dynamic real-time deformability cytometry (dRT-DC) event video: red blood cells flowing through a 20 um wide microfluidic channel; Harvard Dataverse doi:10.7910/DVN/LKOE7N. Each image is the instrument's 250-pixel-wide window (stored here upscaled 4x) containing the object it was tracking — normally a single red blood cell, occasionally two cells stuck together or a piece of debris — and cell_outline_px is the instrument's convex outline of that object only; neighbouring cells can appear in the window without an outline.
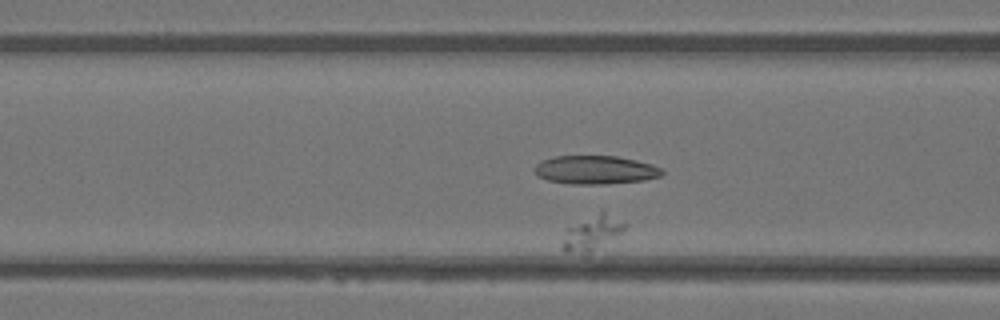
{"species": "Egyptian fruit bat (a non-hibernating species)", "species_latin": "Rousettus aegyptiacus", "temperature_condition": "warm", "stored_images_in_passage": 50, "camera_frame_rate_fps": 3000, "um_per_image_px": 0.085, "animal": {"sex": "female"}, "frame": {"image": 1, "passage_image": 20, "time_ms": 6.333, "image_size_px": [1000, 320], "cell_outline_px": [[628, 224], [620, 232], [592, 252], [564, 252], [564, 228], [600, 208]], "centroid_in_image_um": [50.3, 19.7], "position_along_channel_um": 116.3, "area_um2": 12.72}}
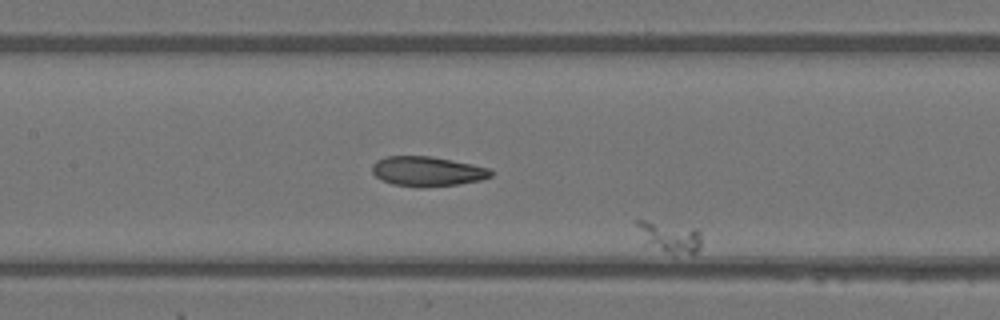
{"frame": {"image": 2, "passage_image": 24, "time_ms": 7.667, "image_size_px": [1000, 320], "cell_outline_px": [[700, 248], [696, 252], [668, 252], [644, 244], [636, 224], [636, 220], [648, 220], [696, 228], [700, 232]], "centroid_in_image_um": [56.88, 20.1], "position_along_channel_um": 150.5, "area_um2": 11.33}}
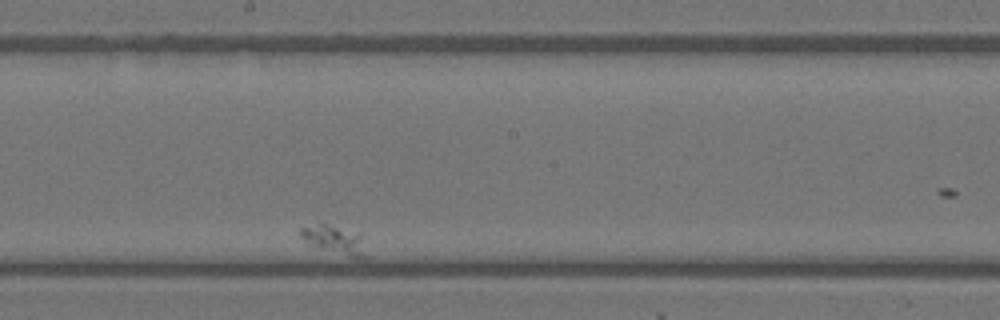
{"frame": {"image": 3, "passage_image": 33, "time_ms": 10.667, "image_size_px": [1000, 320], "cell_outline_px": [[368, 256], [352, 256], [308, 244], [300, 236], [300, 228], [320, 224], [324, 224], [360, 232]], "centroid_in_image_um": [28.45, 20.35], "position_along_channel_um": 219.7, "area_um2": 10.4}}